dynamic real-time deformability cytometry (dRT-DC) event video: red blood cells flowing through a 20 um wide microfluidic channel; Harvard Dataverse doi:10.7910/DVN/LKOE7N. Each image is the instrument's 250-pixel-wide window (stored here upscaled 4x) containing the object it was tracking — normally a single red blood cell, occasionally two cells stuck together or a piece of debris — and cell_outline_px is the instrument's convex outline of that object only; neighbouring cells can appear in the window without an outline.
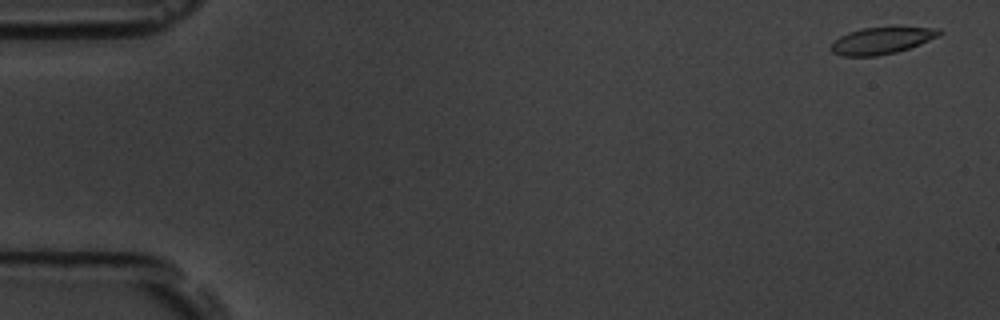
{"species": "common noctule bat (a hibernating species)", "species_latin": "Nyctalus noctula", "temperature_condition": "room temperature", "stored_images_in_passage": 7, "camera_frame_rate_fps": 3000, "um_per_image_px": 0.085, "animal": {"sex": "male", "body_mass_g": 19.5, "forearm_length_mm": 54.6}, "frame": {"image": 1, "passage_image": 1, "time_ms": 0.0, "image_size_px": [1000, 320], "cell_outline_px": [[944, 32], [940, 36], [920, 44], [896, 52], [876, 56], [844, 56], [832, 52], [828, 48], [840, 36], [848, 32], [864, 28], [940, 28]], "centroid_in_image_um": [74.94, 3.46], "position_along_channel_um": 10.1, "area_um2": 16.65}}
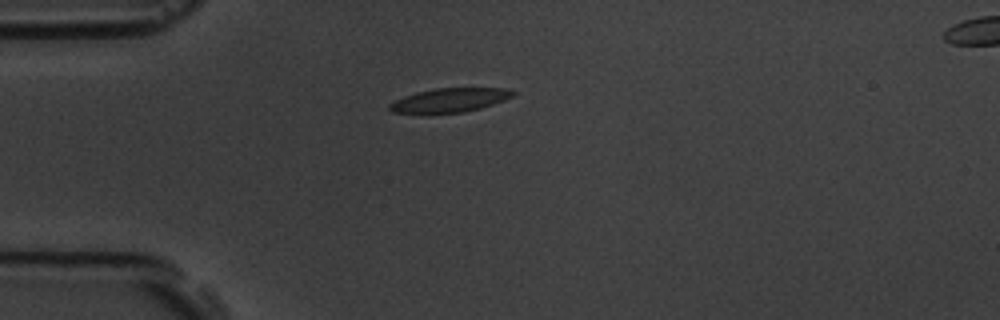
{"frame": {"image": 2, "passage_image": 5, "time_ms": 4.333, "image_size_px": [1000, 320], "cell_outline_px": [[516, 92], [512, 96], [504, 100], [480, 108], [464, 112], [420, 116], [392, 112], [388, 108], [388, 104], [404, 96], [416, 92], [436, 88], [504, 88]], "centroid_in_image_um": [38.1, 8.56], "position_along_channel_um": 46.9, "area_um2": 17.86}}
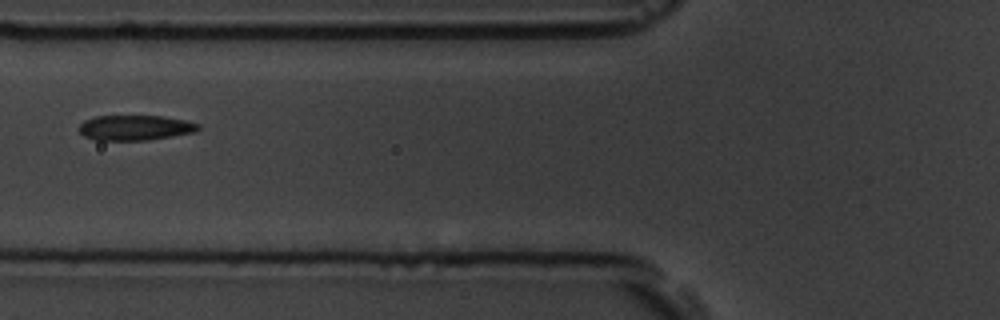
{"frame": {"image": 3, "passage_image": 7, "time_ms": 6.667, "image_size_px": [1000, 320], "cell_outline_px": [[200, 128], [196, 132], [148, 140], [96, 140], [84, 136], [76, 128], [84, 120], [96, 116], [164, 116], [184, 120], [200, 124]], "centroid_in_image_um": [11.47, 10.85], "position_along_channel_um": 114.3, "area_um2": 17.57}}